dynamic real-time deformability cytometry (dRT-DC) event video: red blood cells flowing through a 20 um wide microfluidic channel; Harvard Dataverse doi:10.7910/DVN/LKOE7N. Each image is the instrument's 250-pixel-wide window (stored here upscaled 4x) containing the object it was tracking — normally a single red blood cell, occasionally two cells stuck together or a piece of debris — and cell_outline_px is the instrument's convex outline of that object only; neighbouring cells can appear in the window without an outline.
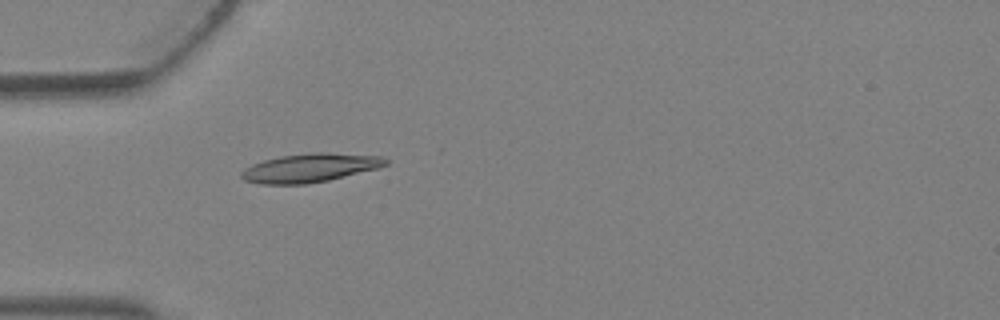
{"species": "Egyptian fruit bat (a non-hibernating species)", "species_latin": "Rousettus aegyptiacus", "temperature_condition": "warm", "stored_images_in_passage": 5, "camera_frame_rate_fps": 3000, "um_per_image_px": 0.085, "animal": {"sex": "female"}, "frame": {"image": 1, "passage_image": 5, "time_ms": 1.333, "image_size_px": [1000, 320], "cell_outline_px": [[388, 164], [376, 168], [328, 180], [304, 184], [260, 184], [244, 180], [240, 176], [240, 172], [244, 168], [252, 164], [264, 160], [280, 156], [312, 152], [324, 152], [380, 156], [388, 160]], "centroid_in_image_um": [26.29, 14.26], "position_along_channel_um": 58.7, "area_um2": 23.93}}